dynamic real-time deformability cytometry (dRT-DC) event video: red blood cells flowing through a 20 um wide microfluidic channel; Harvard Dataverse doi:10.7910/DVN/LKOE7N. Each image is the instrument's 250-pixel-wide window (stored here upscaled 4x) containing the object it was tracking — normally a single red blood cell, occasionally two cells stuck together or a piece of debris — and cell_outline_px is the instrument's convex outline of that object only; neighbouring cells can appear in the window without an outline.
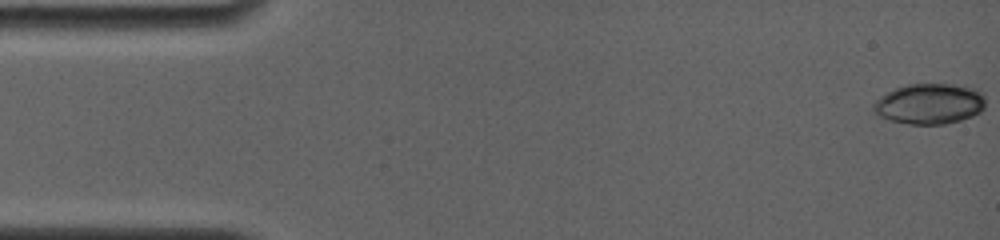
{"species": "common noctule bat (a hibernating species)", "species_latin": "Nyctalus noctula", "temperature_condition": "room temperature", "stored_images_in_passage": 5, "camera_frame_rate_fps": 4000, "um_per_image_px": 0.085, "animal": {"sex": "female", "body_mass_g": 19.0, "forearm_length_mm": 56.7}, "frame": {"image": 1, "passage_image": 1, "time_ms": 0.0, "image_size_px": [1000, 240], "cell_outline_px": [[984, 108], [980, 112], [972, 116], [960, 120], [944, 124], [908, 124], [888, 120], [872, 112], [872, 104], [880, 96], [896, 88], [908, 84], [964, 84], [980, 92], [984, 96]], "centroid_in_image_um": [78.99, 8.82], "position_along_channel_um": 6.0, "area_um2": 26.65}}
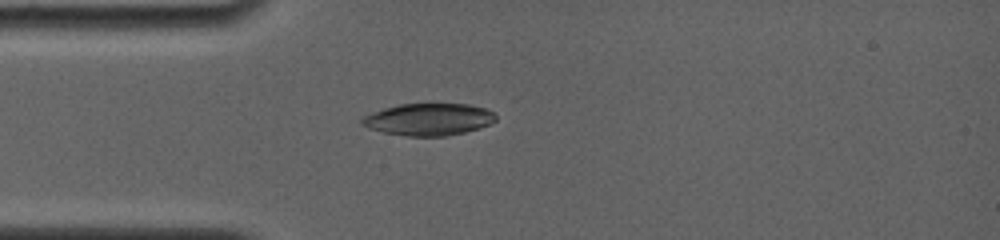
{"frame": {"image": 2, "passage_image": 5, "time_ms": 4.25, "image_size_px": [1000, 240], "cell_outline_px": [[496, 120], [480, 128], [464, 132], [444, 136], [408, 136], [384, 132], [360, 124], [360, 120], [364, 116], [372, 112], [384, 108], [400, 104], [468, 104], [488, 108], [496, 112]], "centroid_in_image_um": [36.48, 10.13], "position_along_channel_um": 48.5, "area_um2": 24.97}}